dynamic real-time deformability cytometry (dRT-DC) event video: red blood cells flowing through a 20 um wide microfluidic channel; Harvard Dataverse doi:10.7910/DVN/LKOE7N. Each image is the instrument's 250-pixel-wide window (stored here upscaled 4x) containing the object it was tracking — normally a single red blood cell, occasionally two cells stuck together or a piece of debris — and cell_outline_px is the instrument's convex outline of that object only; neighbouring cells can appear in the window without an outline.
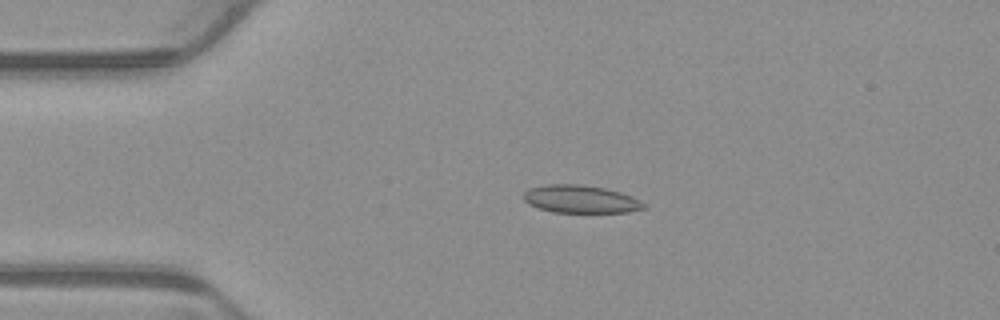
{"species": "common noctule bat (a hibernating species)", "species_latin": "Nyctalus noctula", "temperature_condition": "warm", "stored_images_in_passage": 4, "camera_frame_rate_fps": 3000, "um_per_image_px": 0.085, "animal": {"sex": "male", "body_mass_g": 23.1, "forearm_length_mm": 52.7}, "frame": {"image": 1, "passage_image": 3, "time_ms": 0.667, "image_size_px": [1000, 320], "cell_outline_px": [[644, 208], [628, 212], [552, 212], [528, 204], [524, 200], [524, 192], [528, 188], [548, 184], [580, 184], [604, 188], [620, 192], [632, 196], [640, 200], [644, 204]], "centroid_in_image_um": [49.33, 16.92], "position_along_channel_um": 35.7, "area_um2": 19.36}}